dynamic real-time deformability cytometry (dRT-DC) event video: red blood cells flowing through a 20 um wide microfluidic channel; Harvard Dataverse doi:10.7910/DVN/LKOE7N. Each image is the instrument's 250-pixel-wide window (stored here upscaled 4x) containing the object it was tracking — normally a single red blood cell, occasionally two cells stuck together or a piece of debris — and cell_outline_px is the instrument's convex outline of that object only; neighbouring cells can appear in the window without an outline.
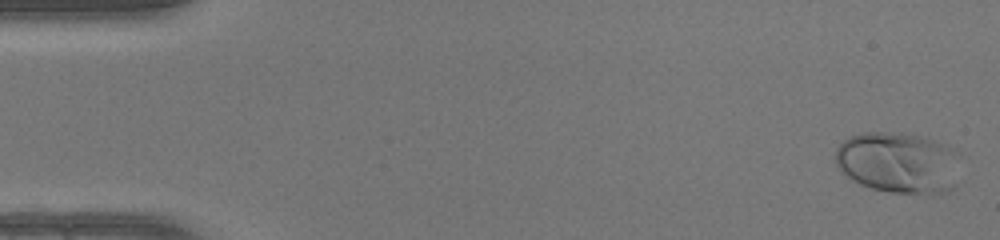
{"species": "human", "species_latin": "Homo sapiens", "temperature_condition": "warm", "stored_images_in_passage": 48, "camera_frame_rate_fps": 3000, "um_per_image_px": 0.085, "donor": {"sex": "female"}, "frame": {"image": 1, "passage_image": 1, "time_ms": 0.0, "image_size_px": [1000, 240], "cell_outline_px": [[960, 152], [956, 188], [948, 192], [932, 196], [892, 192], [872, 188], [860, 184], [852, 180], [840, 172], [836, 164], [836, 148], [844, 140], [852, 136], [864, 132], [900, 132], [920, 136], [956, 148]], "centroid_in_image_um": [76.43, 13.85], "position_along_channel_um": 8.6, "area_um2": 45.72}}
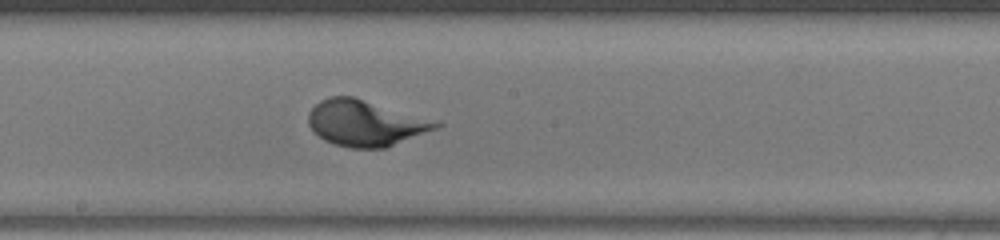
{"frame": {"image": 2, "passage_image": 26, "time_ms": 8.333, "image_size_px": [1000, 240], "cell_outline_px": [[444, 124], [436, 128], [384, 148], [348, 148], [332, 144], [324, 140], [308, 124], [308, 112], [320, 100], [328, 96], [352, 96]], "centroid_in_image_um": [30.97, 10.47], "position_along_channel_um": 217.2, "area_um2": 33.35}}
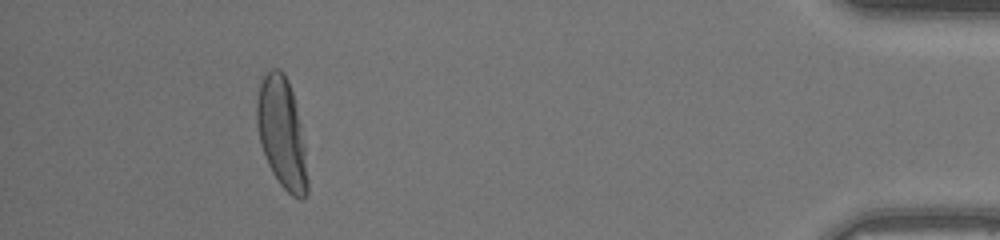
{"frame": {"image": 3, "passage_image": 44, "time_ms": 14.333, "image_size_px": [1000, 240], "cell_outline_px": [[308, 192], [300, 200], [292, 196], [280, 184], [272, 172], [264, 156], [260, 144], [256, 124], [256, 100], [260, 84], [264, 76], [272, 68], [280, 68], [284, 72], [288, 80], [292, 92], [300, 124], [304, 148], [308, 180]], "centroid_in_image_um": [23.93, 11.31], "position_along_channel_um": 411.3, "area_um2": 32.54}}